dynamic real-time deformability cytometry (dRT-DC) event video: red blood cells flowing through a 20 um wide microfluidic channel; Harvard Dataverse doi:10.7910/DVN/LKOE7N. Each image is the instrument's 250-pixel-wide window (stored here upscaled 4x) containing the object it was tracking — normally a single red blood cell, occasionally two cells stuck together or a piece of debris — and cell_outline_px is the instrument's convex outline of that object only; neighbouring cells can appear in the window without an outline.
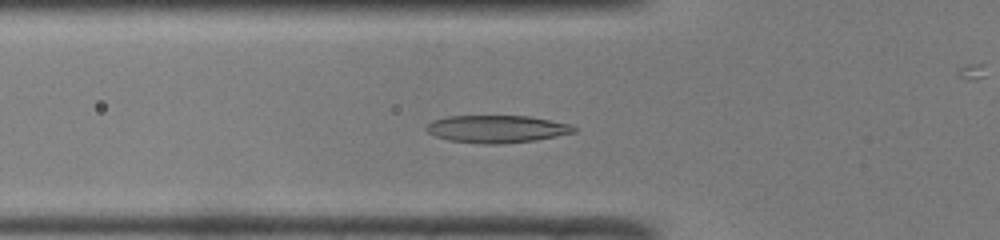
{"species": "common noctule bat (a hibernating species)", "species_latin": "Nyctalus noctula", "temperature_condition": "room temperature", "stored_images_in_passage": 48, "camera_frame_rate_fps": 3000, "um_per_image_px": 0.085, "animal": {"sex": "male", "body_mass_g": 19.0, "forearm_length_mm": 50.8}, "frame": {"image": 1, "passage_image": 15, "time_ms": 4.667, "image_size_px": [1000, 240], "cell_outline_px": [[576, 132], [536, 140], [496, 144], [484, 144], [448, 140], [436, 136], [428, 132], [424, 128], [424, 124], [432, 120], [448, 116], [528, 116], [572, 124], [576, 128]], "centroid_in_image_um": [42.2, 10.96], "position_along_channel_um": 83.6, "area_um2": 23.7}}
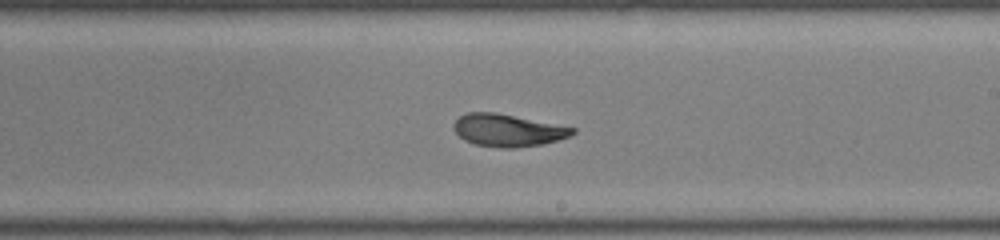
{"frame": {"image": 2, "passage_image": 27, "time_ms": 8.667, "image_size_px": [1000, 240], "cell_outline_px": [[576, 132], [560, 140], [540, 144], [516, 148], [500, 148], [476, 144], [464, 140], [452, 128], [452, 124], [460, 116], [468, 112], [496, 112], [576, 128]], "centroid_in_image_um": [43.15, 11.07], "position_along_channel_um": 245.9, "area_um2": 22.37}}
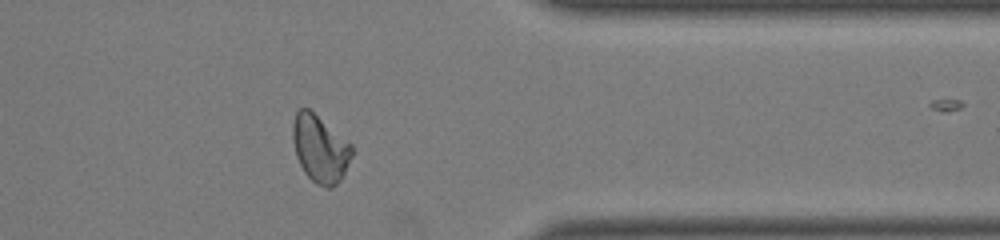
{"frame": {"image": 3, "passage_image": 38, "time_ms": 12.333, "image_size_px": [1000, 240], "cell_outline_px": [[352, 156], [340, 180], [332, 188], [324, 188], [316, 184], [304, 172], [296, 156], [292, 140], [292, 124], [296, 112], [300, 108], [308, 108], [352, 144]], "centroid_in_image_um": [27.19, 12.65], "position_along_channel_um": 384.2, "area_um2": 23.12}, "authors_computed_cell_mechanics": {"area_um2": 22.8021, "velocity_mm_per_s": 4.0558, "shape_relaxation_time_tau1_ms": 4.9638, "shape_relaxation_time_tau2_ms": 1.0668, "deformation_change_tau1": 0.186, "deformation_change_tau2": 0.0588}}